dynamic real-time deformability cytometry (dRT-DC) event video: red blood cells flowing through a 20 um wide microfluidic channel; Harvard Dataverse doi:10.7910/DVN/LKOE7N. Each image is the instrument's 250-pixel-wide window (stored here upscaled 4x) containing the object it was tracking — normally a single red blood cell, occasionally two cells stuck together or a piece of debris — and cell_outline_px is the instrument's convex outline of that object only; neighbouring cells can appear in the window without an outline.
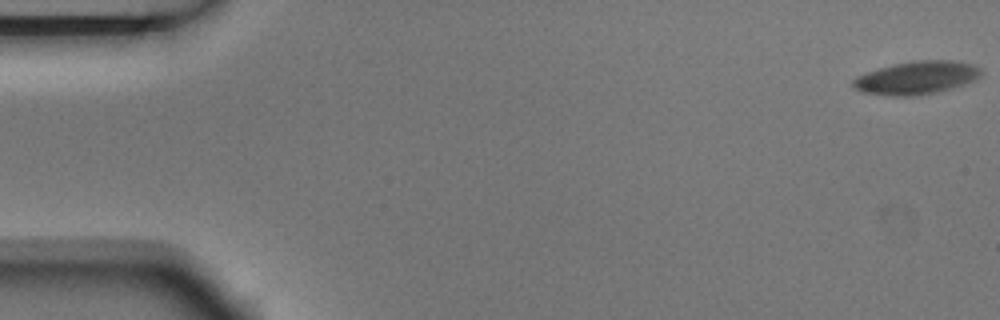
{"species": "Egyptian fruit bat (a non-hibernating species)", "species_latin": "Rousettus aegyptiacus", "temperature_condition": "room temperature", "stored_images_in_passage": 6, "camera_frame_rate_fps": 3000, "um_per_image_px": 0.085, "animal": {"sex": "male"}, "frame": {"image": 1, "passage_image": 1, "time_ms": 0.0, "image_size_px": [1000, 320], "cell_outline_px": [[984, 72], [980, 76], [964, 84], [952, 88], [936, 92], [916, 96], [892, 96], [864, 92], [856, 88], [852, 84], [852, 80], [856, 76], [880, 68], [896, 64], [916, 60], [952, 60], [972, 64], [980, 68]], "centroid_in_image_um": [77.93, 6.61], "position_along_channel_um": 7.1, "area_um2": 24.45}}
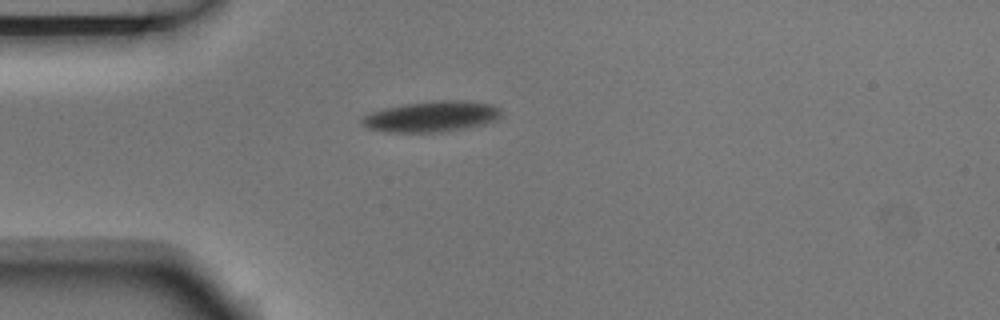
{"frame": {"image": 2, "passage_image": 5, "time_ms": 1.333, "image_size_px": [1000, 320], "cell_outline_px": [[500, 116], [496, 120], [484, 124], [464, 128], [440, 132], [384, 132], [368, 128], [360, 120], [364, 116], [372, 112], [384, 108], [404, 104], [440, 100], [456, 100], [492, 104], [500, 108]], "centroid_in_image_um": [36.68, 9.91], "position_along_channel_um": 48.3, "area_um2": 24.74}}